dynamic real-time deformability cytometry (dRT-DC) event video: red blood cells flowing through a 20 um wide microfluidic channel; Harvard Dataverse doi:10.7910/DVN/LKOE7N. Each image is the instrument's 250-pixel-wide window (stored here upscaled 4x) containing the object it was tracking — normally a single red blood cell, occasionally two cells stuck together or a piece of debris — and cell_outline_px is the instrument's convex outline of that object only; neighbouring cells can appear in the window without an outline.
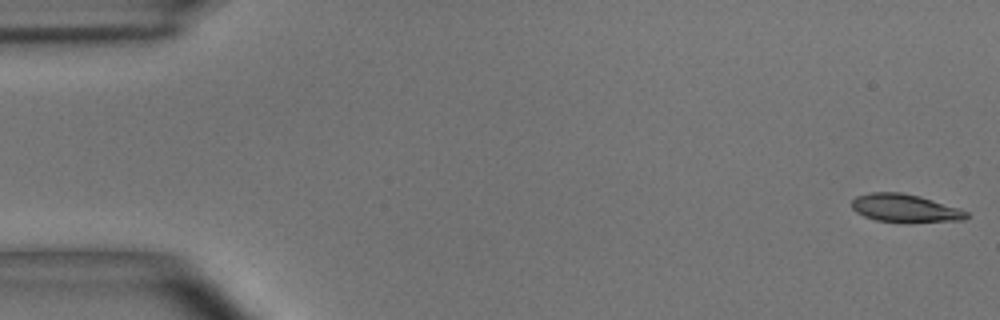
{"species": "common noctule bat (a hibernating species)", "species_latin": "Nyctalus noctula", "temperature_condition": "room temperature", "stored_images_in_passage": 54, "camera_frame_rate_fps": 3000, "um_per_image_px": 0.085, "animal": {"sex": "male", "body_mass_g": 15.6}, "frame": {"image": 1, "passage_image": 1, "time_ms": 0.0, "image_size_px": [1000, 320], "cell_outline_px": [[968, 216], [964, 220], [876, 220], [864, 216], [856, 212], [852, 208], [852, 200], [856, 196], [868, 192], [900, 192], [920, 196], [968, 212]], "centroid_in_image_um": [76.83, 17.64], "position_along_channel_um": 8.2, "area_um2": 17.8}}
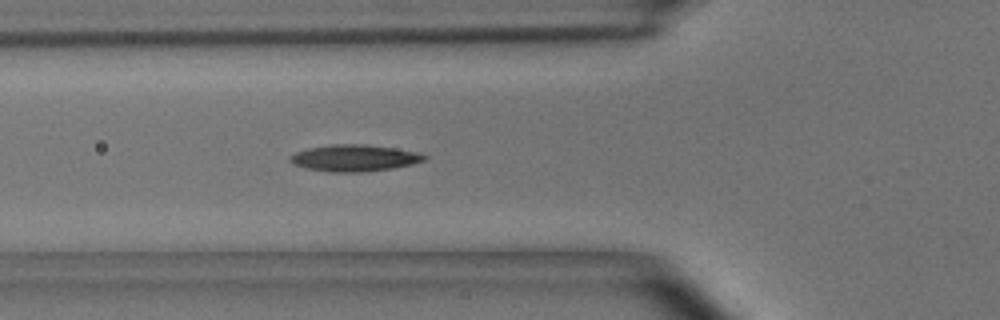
{"frame": {"image": 2, "passage_image": 19, "time_ms": 6.0, "image_size_px": [1000, 320], "cell_outline_px": [[428, 160], [412, 164], [392, 168], [364, 172], [332, 172], [304, 168], [292, 164], [288, 160], [288, 156], [296, 152], [308, 148], [332, 144], [364, 144], [392, 148], [416, 152], [428, 156]], "centroid_in_image_um": [30.09, 13.43], "position_along_channel_um": 95.7, "area_um2": 20.92}}
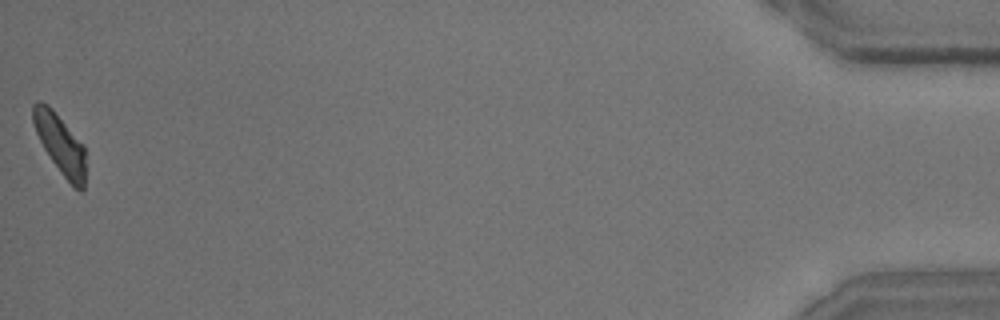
{"frame": {"image": 3, "passage_image": 54, "time_ms": 17.667, "image_size_px": [1000, 320], "cell_outline_px": [[84, 188], [80, 192], [64, 176], [52, 160], [44, 148], [36, 132], [32, 120], [32, 104], [36, 100], [40, 100], [48, 104], [52, 108], [84, 144]], "centroid_in_image_um": [5.09, 12.16], "position_along_channel_um": 430.1, "area_um2": 18.03}, "authors_computed_cell_mechanics": {"area_um2": 19.3919, "velocity_mm_per_s": 3.6777, "shape_relaxation_time_tau1_ms": 4.6166, "shape_relaxation_time_tau2_ms": 2.1253, "deformation_change_tau1": 0.1501, "deformation_change_tau2": 0.0855}}